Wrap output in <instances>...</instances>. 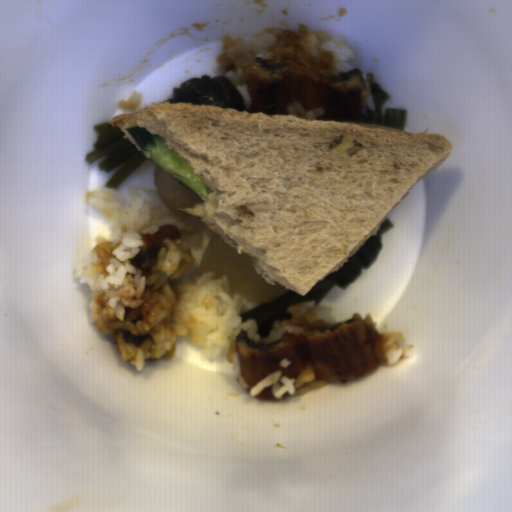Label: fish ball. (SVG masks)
<instances>
[{"mask_svg": "<svg viewBox=\"0 0 512 512\" xmlns=\"http://www.w3.org/2000/svg\"><path fill=\"white\" fill-rule=\"evenodd\" d=\"M154 187L166 207L182 216H189L180 209L192 207L203 201L200 196L182 185L155 164Z\"/></svg>", "mask_w": 512, "mask_h": 512, "instance_id": "29854b86", "label": "fish ball"}]
</instances>
